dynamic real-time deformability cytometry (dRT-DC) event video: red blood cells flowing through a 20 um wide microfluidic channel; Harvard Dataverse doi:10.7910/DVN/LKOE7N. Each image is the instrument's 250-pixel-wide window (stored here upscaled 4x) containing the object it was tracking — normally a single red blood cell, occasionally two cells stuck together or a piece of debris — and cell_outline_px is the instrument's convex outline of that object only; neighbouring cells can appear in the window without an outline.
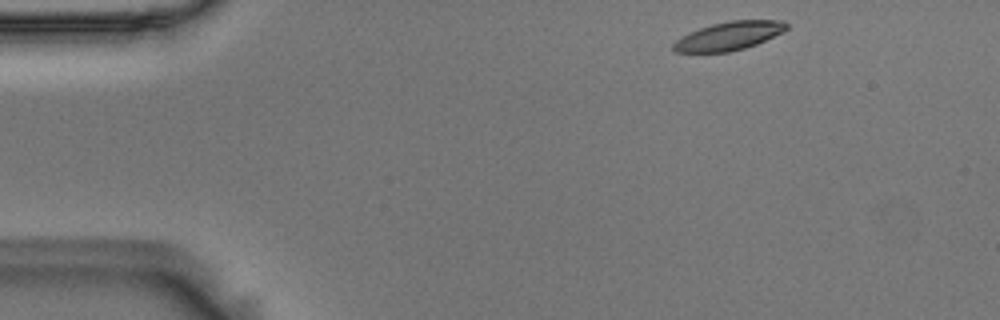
{"species": "Egyptian fruit bat (a non-hibernating species)", "species_latin": "Rousettus aegyptiacus", "temperature_condition": "room temperature", "stored_images_in_passage": 49, "camera_frame_rate_fps": 3000, "um_per_image_px": 0.085, "animal": {"sex": "male"}, "frame": {"image": 1, "passage_image": 1, "time_ms": 0.0, "image_size_px": [1000, 320], "cell_outline_px": [[788, 28], [784, 32], [756, 44], [744, 48], [728, 52], [676, 52], [672, 48], [672, 44], [676, 40], [688, 32], [712, 24], [728, 20], [780, 20], [788, 24]], "centroid_in_image_um": [61.96, 3.05], "position_along_channel_um": 23.0, "area_um2": 18.79}}
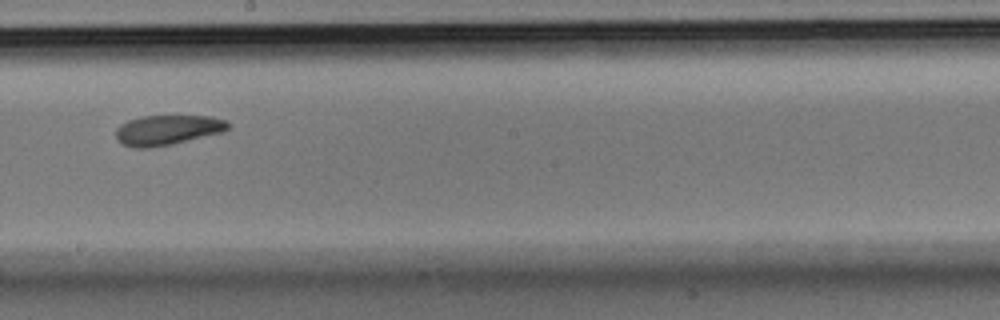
{"frame": {"image": 2, "passage_image": 25, "time_ms": 8.0, "image_size_px": [1000, 320], "cell_outline_px": [[232, 124], [224, 132], [172, 144], [152, 148], [132, 148], [116, 140], [116, 128], [120, 124], [128, 120], [140, 116], [212, 116], [224, 120]], "centroid_in_image_um": [14.23, 11.05], "position_along_channel_um": 234.0, "area_um2": 19.83}}
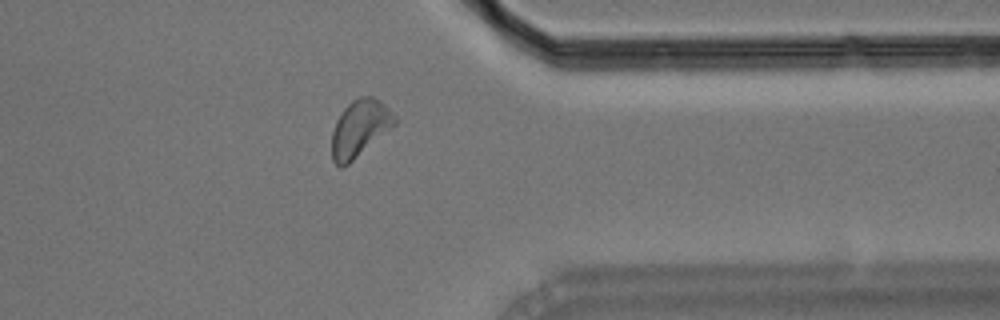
{"frame": {"image": 3, "passage_image": 38, "time_ms": 12.333, "image_size_px": [1000, 320], "cell_outline_px": [[396, 124], [348, 164], [340, 168], [332, 160], [332, 132], [336, 120], [344, 108], [352, 100], [360, 96], [372, 96], [380, 100], [396, 116]], "centroid_in_image_um": [30.57, 10.89], "position_along_channel_um": 380.8, "area_um2": 20.63}, "authors_computed_cell_mechanics": {"area_um2": 20.0566, "velocity_mm_per_s": 3.5808, "shape_relaxation_time_tau1_ms": 8.9819, "shape_relaxation_time_tau2_ms": 6.8439, "deformation_change_tau1": 0.1764, "deformation_change_tau2": 0.1479}}